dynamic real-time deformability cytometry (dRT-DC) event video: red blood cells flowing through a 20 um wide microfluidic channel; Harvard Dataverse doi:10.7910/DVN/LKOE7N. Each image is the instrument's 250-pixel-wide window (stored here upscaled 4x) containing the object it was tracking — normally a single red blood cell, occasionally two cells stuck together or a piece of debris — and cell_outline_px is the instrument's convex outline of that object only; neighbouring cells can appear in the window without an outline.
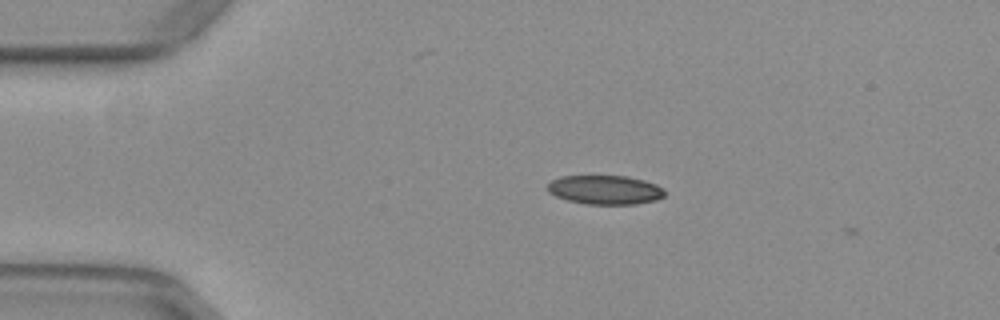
{"species": "common noctule bat (a hibernating species)", "species_latin": "Nyctalus noctula", "temperature_condition": "warm", "stored_images_in_passage": 2, "camera_frame_rate_fps": 3000, "um_per_image_px": 0.085, "animal": {"sex": "female", "body_mass_g": 29.2, "forearm_length_mm": 56.3}, "frame": {"image": 1, "passage_image": 1, "time_ms": 0.0, "image_size_px": [1000, 320], "cell_outline_px": [[664, 196], [656, 200], [636, 204], [588, 204], [568, 200], [556, 196], [548, 192], [548, 184], [552, 180], [560, 176], [628, 176], [644, 180], [656, 184], [664, 188]], "centroid_in_image_um": [51.45, 16.13], "position_along_channel_um": 33.6, "area_um2": 19.83}}